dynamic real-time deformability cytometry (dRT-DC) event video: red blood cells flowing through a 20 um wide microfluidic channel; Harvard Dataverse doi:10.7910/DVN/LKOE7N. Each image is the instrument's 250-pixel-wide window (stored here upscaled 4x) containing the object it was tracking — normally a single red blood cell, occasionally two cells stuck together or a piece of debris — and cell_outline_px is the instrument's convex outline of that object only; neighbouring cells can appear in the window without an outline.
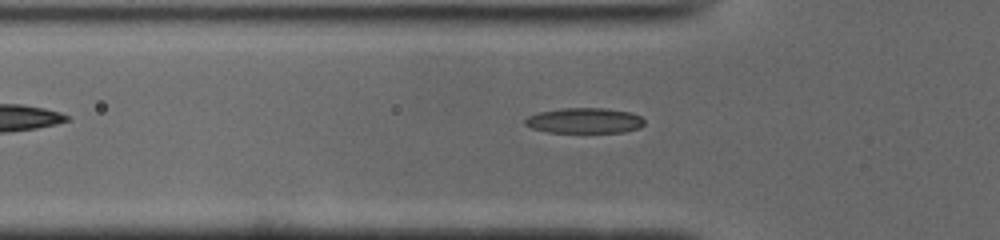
{"species": "common noctule bat (a hibernating species)", "species_latin": "Nyctalus noctula", "temperature_condition": "cold", "stored_images_in_passage": 37, "camera_frame_rate_fps": 3000, "um_per_image_px": 0.085, "animal": {"sex": "male", "body_mass_g": 19.0, "forearm_length_mm": 50.8}, "frame": {"image": 1, "passage_image": 3, "time_ms": 0.667, "image_size_px": [1000, 240], "cell_outline_px": [[644, 124], [640, 128], [624, 132], [548, 132], [532, 128], [524, 124], [524, 120], [528, 116], [540, 112], [560, 108], [604, 108], [628, 112], [640, 116], [644, 120]], "centroid_in_image_um": [49.67, 10.25], "position_along_channel_um": 76.1, "area_um2": 17.57}}
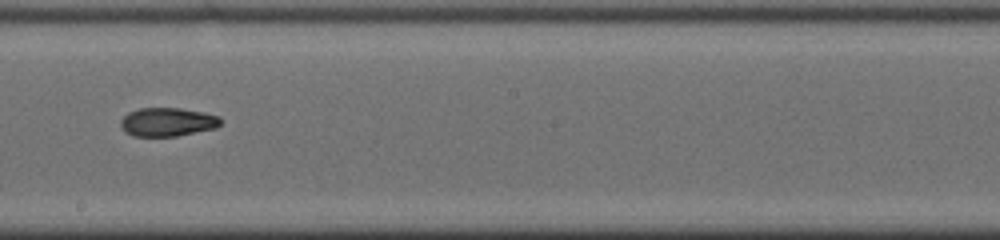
{"frame": {"image": 2, "passage_image": 15, "time_ms": 4.667, "image_size_px": [1000, 240], "cell_outline_px": [[220, 124], [216, 128], [176, 136], [132, 136], [124, 132], [120, 124], [120, 120], [128, 112], [140, 108], [180, 108], [220, 116]], "centroid_in_image_um": [14.2, 10.37], "position_along_channel_um": 234.0, "area_um2": 16.65}}
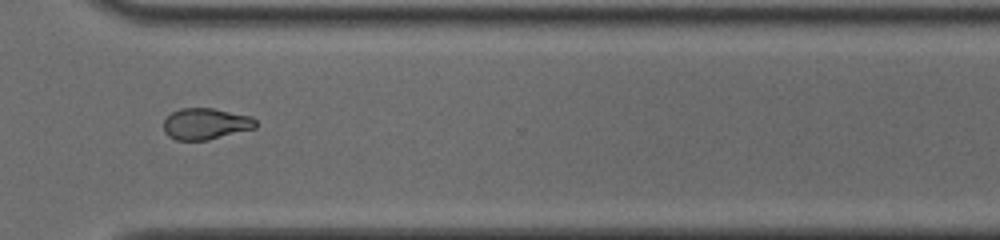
{"frame": {"image": 3, "passage_image": 24, "time_ms": 7.667, "image_size_px": [1000, 240], "cell_outline_px": [[256, 128], [208, 140], [176, 140], [168, 136], [164, 132], [164, 120], [172, 112], [180, 108], [212, 108], [252, 116], [256, 120]], "centroid_in_image_um": [17.49, 10.52], "position_along_channel_um": 353.1, "area_um2": 16.88}, "authors_computed_cell_mechanics": {"area_um2": 17.2244, "velocity_mm_per_s": 3.9453, "shape_relaxation_time_tau1_ms": 7.3444, "shape_relaxation_time_tau2_ms": 3.987, "deformation_change_tau1": 0.2012, "deformation_change_tau2": 0.0798}}